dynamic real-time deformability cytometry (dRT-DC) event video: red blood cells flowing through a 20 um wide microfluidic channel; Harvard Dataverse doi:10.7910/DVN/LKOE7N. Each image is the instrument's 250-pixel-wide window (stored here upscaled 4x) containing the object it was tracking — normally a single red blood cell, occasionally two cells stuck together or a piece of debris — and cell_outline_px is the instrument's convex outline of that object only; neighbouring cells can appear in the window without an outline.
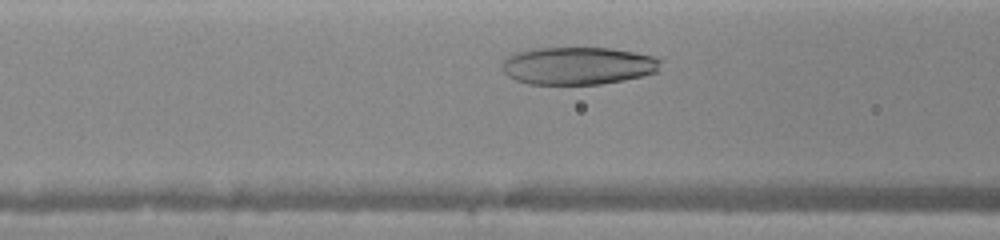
{"species": "human", "species_latin": "Homo sapiens", "temperature_condition": "warm", "stored_images_in_passage": 31, "camera_frame_rate_fps": 3000, "um_per_image_px": 0.085, "donor": {"sex": "female"}, "frame": {"image": 1, "passage_image": 4, "time_ms": 1.333, "image_size_px": [1000, 240], "cell_outline_px": [[660, 72], [644, 76], [624, 80], [600, 84], [528, 84], [516, 80], [508, 76], [504, 72], [504, 60], [508, 56], [516, 52], [532, 48], [612, 48], [636, 52], [652, 56], [660, 60]], "centroid_in_image_um": [49.17, 5.59], "position_along_channel_um": 117.4, "area_um2": 34.91}}
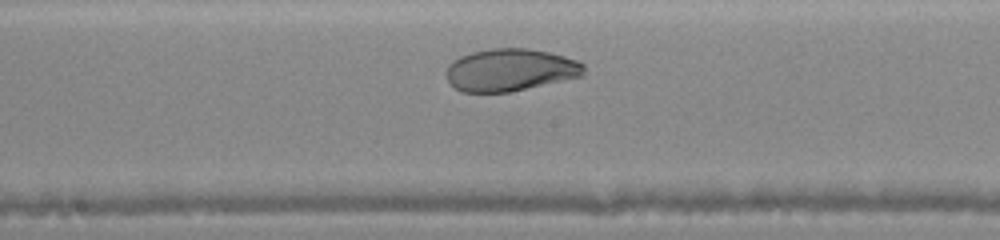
{"frame": {"image": 2, "passage_image": 13, "time_ms": 3.333, "image_size_px": [1000, 240], "cell_outline_px": [[584, 76], [508, 92], [460, 92], [448, 84], [444, 72], [448, 64], [452, 60], [460, 56], [472, 52], [492, 48], [528, 48], [548, 52], [564, 56], [576, 60], [584, 64]], "centroid_in_image_um": [43.31, 5.95], "position_along_channel_um": 204.9, "area_um2": 34.33}}
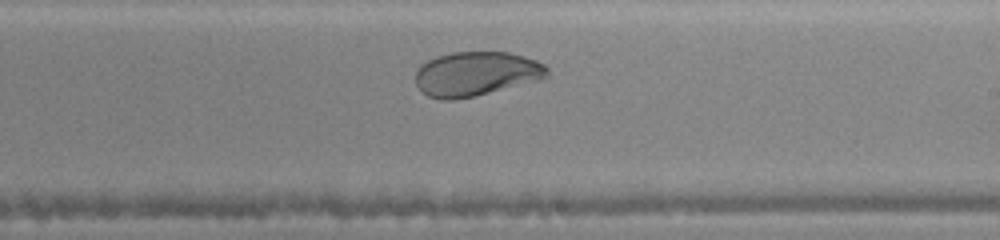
{"frame": {"image": 3, "passage_image": 18, "time_ms": 4.333, "image_size_px": [1000, 240], "cell_outline_px": [[548, 72], [540, 80], [456, 100], [440, 100], [428, 96], [416, 84], [416, 72], [420, 64], [436, 56], [452, 52], [508, 52], [524, 56], [536, 60], [544, 64], [548, 68]], "centroid_in_image_um": [40.44, 6.27], "position_along_channel_um": 248.6, "area_um2": 33.93}}